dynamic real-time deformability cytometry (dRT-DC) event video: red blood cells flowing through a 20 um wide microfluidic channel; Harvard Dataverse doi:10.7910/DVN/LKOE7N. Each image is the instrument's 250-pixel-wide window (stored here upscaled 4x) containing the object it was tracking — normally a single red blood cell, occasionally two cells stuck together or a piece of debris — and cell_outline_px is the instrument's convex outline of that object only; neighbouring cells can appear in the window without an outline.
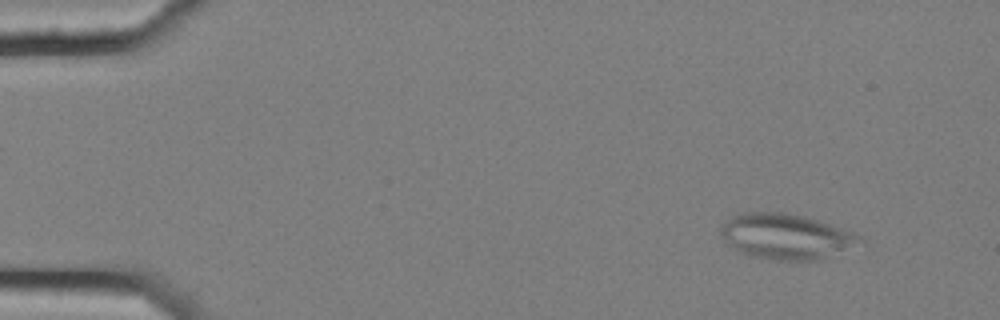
{"species": "common noctule bat (a hibernating species)", "species_latin": "Nyctalus noctula", "temperature_condition": "cold", "stored_images_in_passage": 6, "camera_frame_rate_fps": 3000, "um_per_image_px": 0.085, "animal": {"sex": "female", "body_mass_g": 25.1}, "frame": {"image": 1, "passage_image": 3, "time_ms": 0.667, "image_size_px": [1000, 320], "cell_outline_px": [[864, 244], [820, 260], [772, 260], [752, 256], [728, 244], [720, 236], [720, 228], [732, 216], [744, 212], [784, 212], [804, 216], [852, 232], [860, 236], [864, 240]], "centroid_in_image_um": [66.85, 20.11], "position_along_channel_um": 18.1, "area_um2": 36.7}}